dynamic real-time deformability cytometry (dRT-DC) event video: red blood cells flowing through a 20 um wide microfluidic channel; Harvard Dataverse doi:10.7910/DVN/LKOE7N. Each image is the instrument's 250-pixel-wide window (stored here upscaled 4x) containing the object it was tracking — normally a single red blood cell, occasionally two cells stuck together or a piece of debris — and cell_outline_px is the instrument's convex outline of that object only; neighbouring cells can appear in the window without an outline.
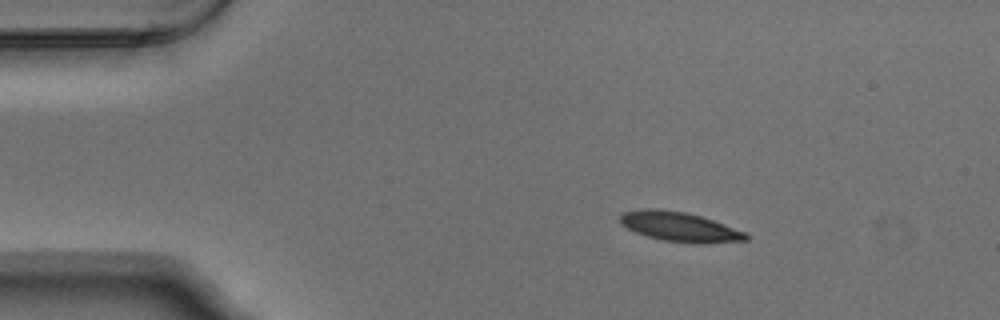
{"species": "Egyptian fruit bat (a non-hibernating species)", "species_latin": "Rousettus aegyptiacus", "temperature_condition": "warm", "stored_images_in_passage": 3, "camera_frame_rate_fps": 3000, "um_per_image_px": 0.085, "animal": {"sex": "male"}, "frame": {"image": 1, "passage_image": 1, "time_ms": 0.0, "image_size_px": [1000, 320], "cell_outline_px": [[748, 240], [704, 244], [696, 244], [664, 240], [648, 236], [636, 232], [620, 224], [620, 216], [624, 212], [640, 208], [660, 208], [684, 212], [700, 216], [724, 224], [744, 232], [748, 236]], "centroid_in_image_um": [57.75, 19.27], "position_along_channel_um": 27.3, "area_um2": 21.62}}